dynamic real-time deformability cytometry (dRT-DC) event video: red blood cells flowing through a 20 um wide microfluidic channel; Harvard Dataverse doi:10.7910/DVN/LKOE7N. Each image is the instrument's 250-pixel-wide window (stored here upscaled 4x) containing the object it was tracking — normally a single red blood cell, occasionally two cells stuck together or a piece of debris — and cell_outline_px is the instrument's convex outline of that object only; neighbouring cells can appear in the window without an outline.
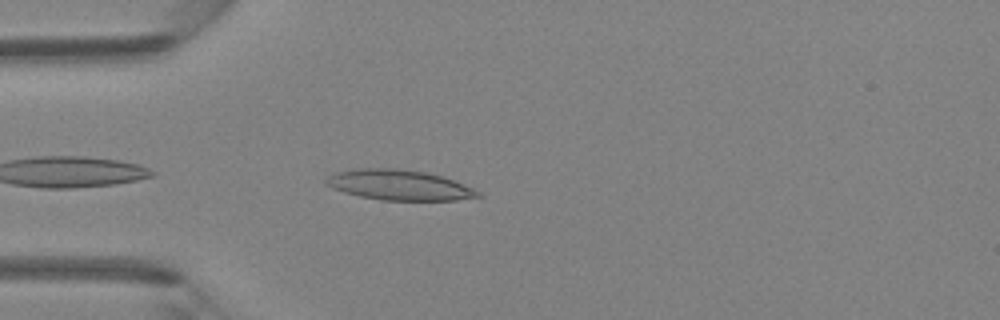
{"species": "Egyptian fruit bat (a non-hibernating species)", "species_latin": "Rousettus aegyptiacus", "temperature_condition": "room temperature", "stored_images_in_passage": 33, "camera_frame_rate_fps": 3000, "um_per_image_px": 0.085, "animal": {"sex": "female"}, "frame": {"image": 1, "passage_image": 2, "time_ms": 0.333, "image_size_px": [1000, 320], "cell_outline_px": [[484, 196], [456, 200], [380, 200], [360, 196], [344, 192], [332, 188], [324, 184], [324, 180], [328, 176], [336, 172], [360, 168], [396, 168], [424, 172], [440, 176], [464, 184], [480, 192]], "centroid_in_image_um": [33.9, 15.73], "position_along_channel_um": 51.1, "area_um2": 26.7}}
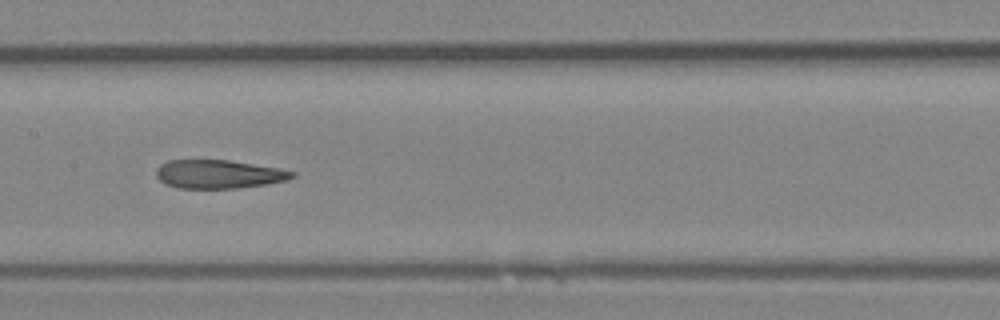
{"frame": {"image": 2, "passage_image": 12, "time_ms": 3.667, "image_size_px": [1000, 320], "cell_outline_px": [[296, 176], [288, 180], [264, 184], [236, 188], [180, 188], [168, 184], [160, 180], [156, 176], [156, 168], [160, 164], [168, 160], [228, 160], [280, 168], [296, 172]], "centroid_in_image_um": [18.6, 14.79], "position_along_channel_um": 188.8, "area_um2": 22.54}}
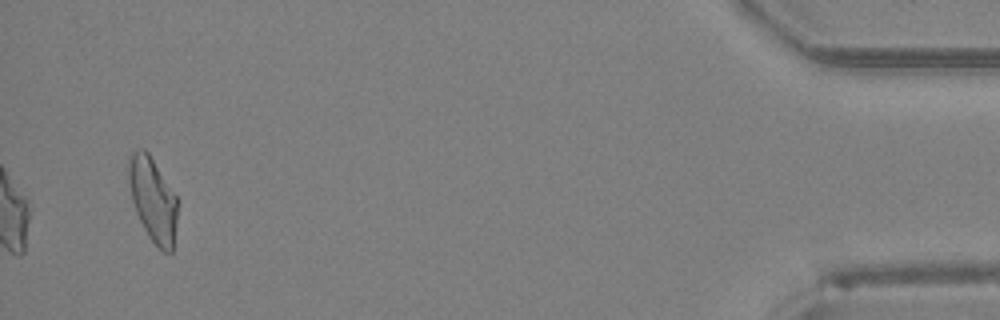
{"frame": {"image": 3, "passage_image": 33, "time_ms": 10.667, "image_size_px": [1000, 320], "cell_outline_px": [[176, 220], [172, 252], [164, 252], [148, 236], [136, 212], [132, 200], [128, 180], [128, 160], [132, 152], [136, 148], [144, 148], [148, 152], [176, 196]], "centroid_in_image_um": [12.96, 16.92], "position_along_channel_um": 422.2, "area_um2": 23.52}}